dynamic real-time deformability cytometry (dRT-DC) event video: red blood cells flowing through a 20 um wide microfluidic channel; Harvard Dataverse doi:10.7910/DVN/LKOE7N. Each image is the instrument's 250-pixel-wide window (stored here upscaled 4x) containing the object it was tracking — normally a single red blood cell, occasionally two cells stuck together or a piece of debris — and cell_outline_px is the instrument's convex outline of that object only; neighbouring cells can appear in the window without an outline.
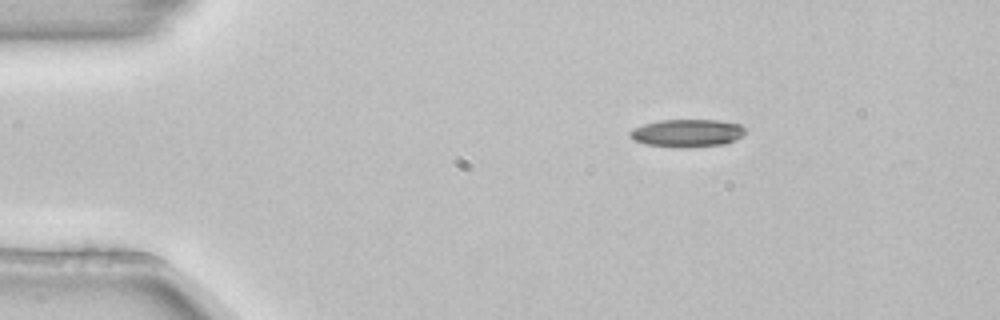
{"species": "common noctule bat (a hibernating species)", "species_latin": "Nyctalus noctula", "temperature_condition": "room temperature", "stored_images_in_passage": 3, "camera_frame_rate_fps": 3000, "um_per_image_px": 0.085, "animal": {"sex": "female", "body_mass_g": 22.7, "forearm_length_mm": 54.2}, "frame": {"image": 1, "passage_image": 1, "time_ms": 0.0, "image_size_px": [1000, 320], "cell_outline_px": [[744, 136], [728, 144], [692, 148], [680, 148], [644, 144], [628, 136], [628, 132], [632, 128], [644, 124], [660, 120], [716, 120], [740, 124], [744, 128]], "centroid_in_image_um": [58.42, 11.33], "position_along_channel_um": 26.6, "area_um2": 19.02}}
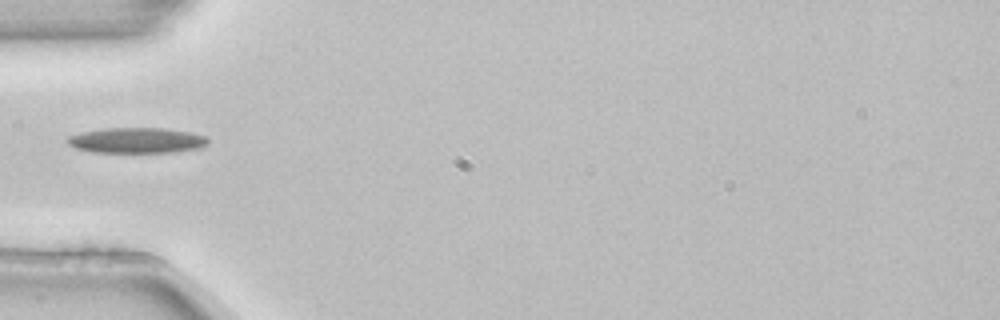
{"frame": {"image": 2, "passage_image": 3, "time_ms": 0.667, "image_size_px": [1000, 320], "cell_outline_px": [[208, 144], [200, 148], [172, 152], [92, 152], [76, 148], [68, 144], [68, 136], [84, 132], [108, 128], [164, 128], [192, 132], [208, 136]], "centroid_in_image_um": [11.69, 11.93], "position_along_channel_um": 73.3, "area_um2": 20.81}}